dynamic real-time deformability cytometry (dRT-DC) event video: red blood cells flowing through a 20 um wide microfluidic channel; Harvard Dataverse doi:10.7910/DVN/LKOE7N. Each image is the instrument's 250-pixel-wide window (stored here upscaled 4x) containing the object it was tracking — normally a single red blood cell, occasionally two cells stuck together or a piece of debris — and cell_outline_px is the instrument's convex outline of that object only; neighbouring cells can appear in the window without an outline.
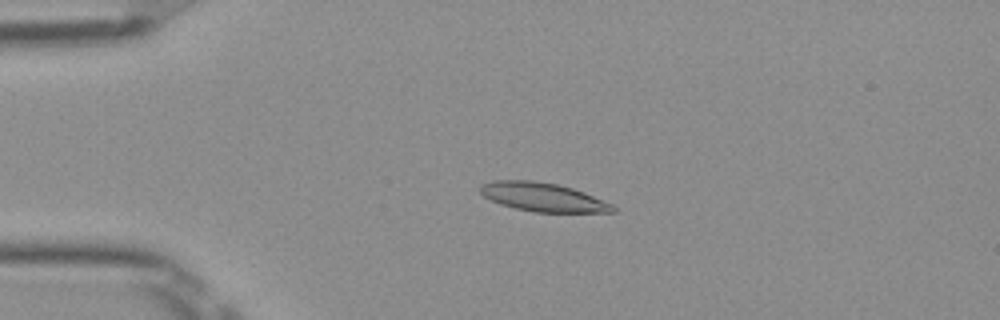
{"species": "Egyptian fruit bat (a non-hibernating species)", "species_latin": "Rousettus aegyptiacus", "temperature_condition": "room temperature", "stored_images_in_passage": 51, "camera_frame_rate_fps": 3000, "um_per_image_px": 0.085, "frame": {"image": 1, "passage_image": 12, "time_ms": 3.667, "image_size_px": [1000, 320], "cell_outline_px": [[616, 212], [536, 212], [516, 208], [500, 204], [484, 196], [480, 192], [480, 184], [492, 180], [532, 180], [556, 184], [572, 188], [584, 192], [616, 204]], "centroid_in_image_um": [46.19, 16.75], "position_along_channel_um": 38.8, "area_um2": 22.31}}
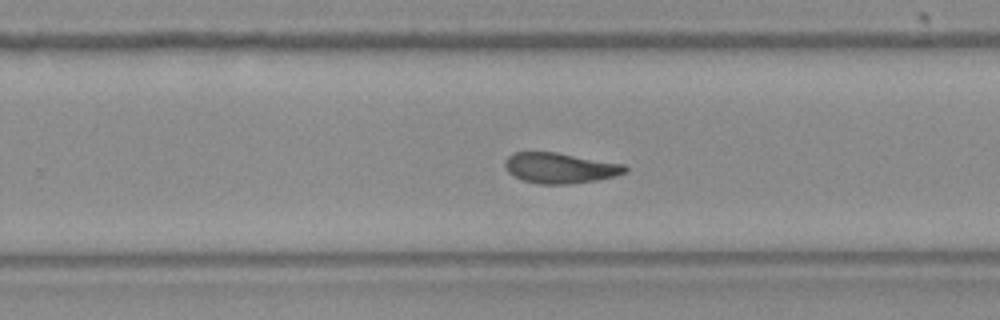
{"frame": {"image": 2, "passage_image": 33, "time_ms": 10.667, "image_size_px": [1000, 320], "cell_outline_px": [[628, 172], [616, 176], [596, 180], [564, 184], [540, 184], [524, 180], [512, 176], [508, 172], [504, 164], [504, 160], [512, 152], [556, 152], [624, 164], [628, 168]], "centroid_in_image_um": [47.59, 14.27], "position_along_channel_um": 282.2, "area_um2": 21.39}}
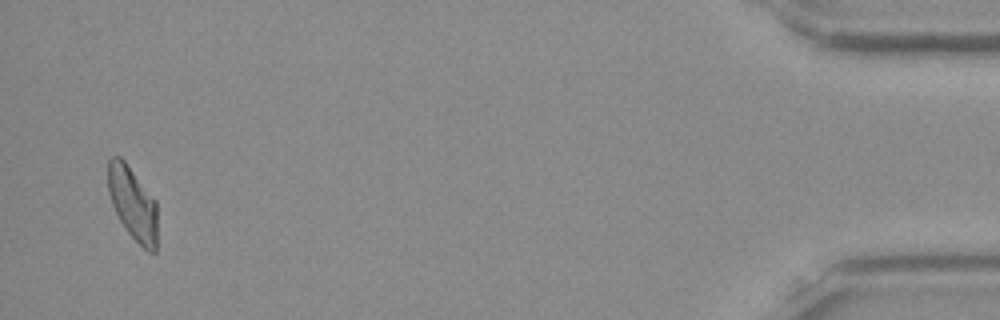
{"frame": {"image": 3, "passage_image": 50, "time_ms": 16.333, "image_size_px": [1000, 320], "cell_outline_px": [[156, 252], [148, 252], [128, 232], [120, 220], [112, 204], [108, 192], [108, 160], [112, 156], [120, 156], [124, 160], [156, 200]], "centroid_in_image_um": [11.28, 17.26], "position_along_channel_um": 423.9, "area_um2": 20.81}, "authors_computed_cell_mechanics": {"area_um2": 21.5594, "velocity_mm_per_s": 3.9479, "shape_relaxation_time_tau1_ms": null, "shape_relaxation_time_tau2_ms": 3.1094, "deformation_change_tau1": null, "deformation_change_tau2": 0.1059}}